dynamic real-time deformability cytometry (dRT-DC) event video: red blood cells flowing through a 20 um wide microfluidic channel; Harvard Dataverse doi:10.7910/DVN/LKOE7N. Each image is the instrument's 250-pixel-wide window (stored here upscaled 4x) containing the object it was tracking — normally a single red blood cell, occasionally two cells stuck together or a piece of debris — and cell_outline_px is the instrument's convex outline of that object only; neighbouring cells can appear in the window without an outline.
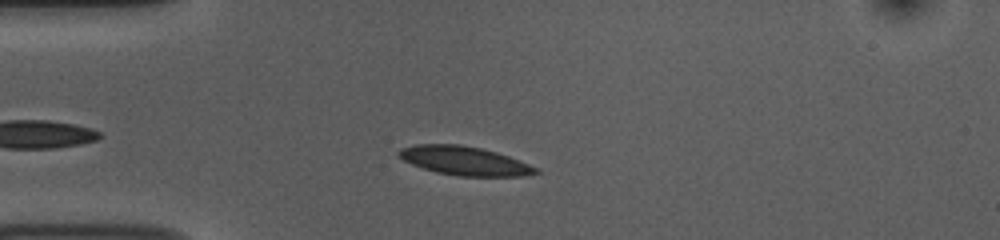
{"species": "common noctule bat (a hibernating species)", "species_latin": "Nyctalus noctula", "temperature_condition": "room temperature", "stored_images_in_passage": 44, "camera_frame_rate_fps": 3000, "um_per_image_px": 0.085, "animal": {"sex": "female", "body_mass_g": 10.0, "forearm_length_mm": 53.1}, "frame": {"image": 1, "passage_image": 7, "time_ms": 2.0, "image_size_px": [1000, 240], "cell_outline_px": [[540, 172], [524, 176], [460, 176], [436, 172], [412, 164], [396, 156], [396, 152], [400, 148], [416, 144], [460, 144], [480, 148], [496, 152], [508, 156], [540, 168]], "centroid_in_image_um": [39.47, 13.66], "position_along_channel_um": 45.5, "area_um2": 23.06}}
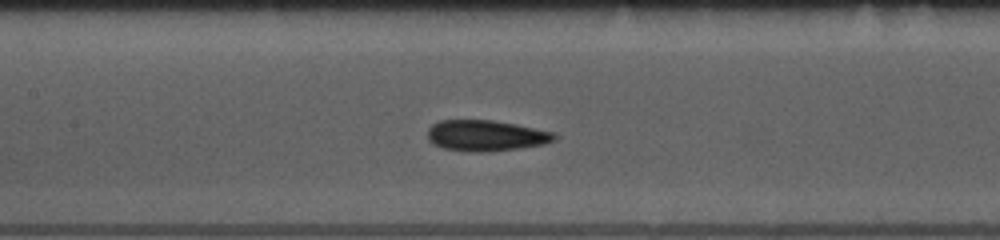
{"frame": {"image": 2, "passage_image": 18, "time_ms": 5.667, "image_size_px": [1000, 240], "cell_outline_px": [[556, 140], [544, 144], [520, 148], [488, 152], [472, 152], [444, 148], [428, 140], [428, 128], [432, 124], [440, 120], [492, 120], [516, 124], [552, 132], [556, 136]], "centroid_in_image_um": [41.3, 11.52], "position_along_channel_um": 166.1, "area_um2": 22.77}}
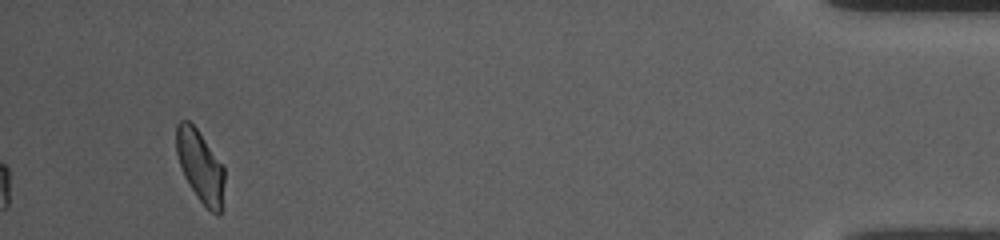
{"frame": {"image": 3, "passage_image": 44, "time_ms": 14.333, "image_size_px": [1000, 240], "cell_outline_px": [[224, 180], [220, 216], [216, 216], [196, 196], [184, 176], [176, 152], [176, 124], [180, 120], [188, 120], [196, 128], [224, 168]], "centroid_in_image_um": [17.0, 14.13], "position_along_channel_um": 418.2, "area_um2": 19.77}, "authors_computed_cell_mechanics": {"area_um2": 21.9929, "velocity_mm_per_s": 3.7411, "shape_relaxation_time_tau1_ms": 4.3116, "shape_relaxation_time_tau2_ms": 3.5092, "deformation_change_tau1": 0.1083, "deformation_change_tau2": 0.0802}}